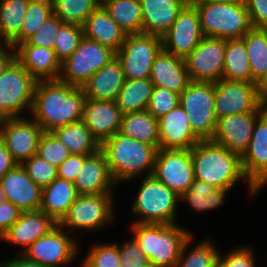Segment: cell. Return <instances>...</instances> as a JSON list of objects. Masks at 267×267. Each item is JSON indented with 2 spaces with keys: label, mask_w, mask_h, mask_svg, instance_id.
<instances>
[{
  "label": "cell",
  "mask_w": 267,
  "mask_h": 267,
  "mask_svg": "<svg viewBox=\"0 0 267 267\" xmlns=\"http://www.w3.org/2000/svg\"><path fill=\"white\" fill-rule=\"evenodd\" d=\"M85 92L60 80L37 81L30 113L43 131L82 120Z\"/></svg>",
  "instance_id": "6da1fadb"
},
{
  "label": "cell",
  "mask_w": 267,
  "mask_h": 267,
  "mask_svg": "<svg viewBox=\"0 0 267 267\" xmlns=\"http://www.w3.org/2000/svg\"><path fill=\"white\" fill-rule=\"evenodd\" d=\"M194 177L216 188H232L246 180L251 195L259 192L246 178L241 156L211 140H200L191 148Z\"/></svg>",
  "instance_id": "7a4b0ae2"
},
{
  "label": "cell",
  "mask_w": 267,
  "mask_h": 267,
  "mask_svg": "<svg viewBox=\"0 0 267 267\" xmlns=\"http://www.w3.org/2000/svg\"><path fill=\"white\" fill-rule=\"evenodd\" d=\"M112 178L116 184L132 180L146 172V176L153 174L155 158L158 149L143 142H139L118 131L101 145Z\"/></svg>",
  "instance_id": "3957f363"
},
{
  "label": "cell",
  "mask_w": 267,
  "mask_h": 267,
  "mask_svg": "<svg viewBox=\"0 0 267 267\" xmlns=\"http://www.w3.org/2000/svg\"><path fill=\"white\" fill-rule=\"evenodd\" d=\"M132 236L151 267H174L185 241L193 234L175 224L133 223Z\"/></svg>",
  "instance_id": "277c9868"
},
{
  "label": "cell",
  "mask_w": 267,
  "mask_h": 267,
  "mask_svg": "<svg viewBox=\"0 0 267 267\" xmlns=\"http://www.w3.org/2000/svg\"><path fill=\"white\" fill-rule=\"evenodd\" d=\"M191 3L199 13L204 37L240 39L253 28L245 4Z\"/></svg>",
  "instance_id": "5b68a950"
},
{
  "label": "cell",
  "mask_w": 267,
  "mask_h": 267,
  "mask_svg": "<svg viewBox=\"0 0 267 267\" xmlns=\"http://www.w3.org/2000/svg\"><path fill=\"white\" fill-rule=\"evenodd\" d=\"M180 196L157 180L153 175L145 176L131 206V212L140 219L139 224H175L177 203Z\"/></svg>",
  "instance_id": "8992f818"
},
{
  "label": "cell",
  "mask_w": 267,
  "mask_h": 267,
  "mask_svg": "<svg viewBox=\"0 0 267 267\" xmlns=\"http://www.w3.org/2000/svg\"><path fill=\"white\" fill-rule=\"evenodd\" d=\"M115 58V51L84 36L75 52L61 63L58 80L83 87L95 72Z\"/></svg>",
  "instance_id": "52a82bcc"
},
{
  "label": "cell",
  "mask_w": 267,
  "mask_h": 267,
  "mask_svg": "<svg viewBox=\"0 0 267 267\" xmlns=\"http://www.w3.org/2000/svg\"><path fill=\"white\" fill-rule=\"evenodd\" d=\"M215 83L190 81L180 94V105L187 112L194 134L200 140H211L216 128L214 113Z\"/></svg>",
  "instance_id": "ba28073f"
},
{
  "label": "cell",
  "mask_w": 267,
  "mask_h": 267,
  "mask_svg": "<svg viewBox=\"0 0 267 267\" xmlns=\"http://www.w3.org/2000/svg\"><path fill=\"white\" fill-rule=\"evenodd\" d=\"M37 81L15 60L0 76V118L21 117L31 111Z\"/></svg>",
  "instance_id": "9c48e42d"
},
{
  "label": "cell",
  "mask_w": 267,
  "mask_h": 267,
  "mask_svg": "<svg viewBox=\"0 0 267 267\" xmlns=\"http://www.w3.org/2000/svg\"><path fill=\"white\" fill-rule=\"evenodd\" d=\"M266 109L267 105L263 104L260 98L258 84L225 78L215 82L216 120L232 114L264 112Z\"/></svg>",
  "instance_id": "30bf717a"
},
{
  "label": "cell",
  "mask_w": 267,
  "mask_h": 267,
  "mask_svg": "<svg viewBox=\"0 0 267 267\" xmlns=\"http://www.w3.org/2000/svg\"><path fill=\"white\" fill-rule=\"evenodd\" d=\"M162 50V38L158 35L137 33L127 35L116 58L126 79L150 78L156 55Z\"/></svg>",
  "instance_id": "8fae6325"
},
{
  "label": "cell",
  "mask_w": 267,
  "mask_h": 267,
  "mask_svg": "<svg viewBox=\"0 0 267 267\" xmlns=\"http://www.w3.org/2000/svg\"><path fill=\"white\" fill-rule=\"evenodd\" d=\"M112 193L78 195L58 225L73 230H96L114 218Z\"/></svg>",
  "instance_id": "7c38bea8"
},
{
  "label": "cell",
  "mask_w": 267,
  "mask_h": 267,
  "mask_svg": "<svg viewBox=\"0 0 267 267\" xmlns=\"http://www.w3.org/2000/svg\"><path fill=\"white\" fill-rule=\"evenodd\" d=\"M178 196L194 181L191 149H158L152 174Z\"/></svg>",
  "instance_id": "4fadbf2b"
},
{
  "label": "cell",
  "mask_w": 267,
  "mask_h": 267,
  "mask_svg": "<svg viewBox=\"0 0 267 267\" xmlns=\"http://www.w3.org/2000/svg\"><path fill=\"white\" fill-rule=\"evenodd\" d=\"M227 40L203 37L185 59L190 81L218 82L222 79Z\"/></svg>",
  "instance_id": "5bb4252c"
},
{
  "label": "cell",
  "mask_w": 267,
  "mask_h": 267,
  "mask_svg": "<svg viewBox=\"0 0 267 267\" xmlns=\"http://www.w3.org/2000/svg\"><path fill=\"white\" fill-rule=\"evenodd\" d=\"M77 246L73 238L57 225L48 234L33 242L22 255L42 266L59 267L71 263L77 257Z\"/></svg>",
  "instance_id": "9a60e30c"
},
{
  "label": "cell",
  "mask_w": 267,
  "mask_h": 267,
  "mask_svg": "<svg viewBox=\"0 0 267 267\" xmlns=\"http://www.w3.org/2000/svg\"><path fill=\"white\" fill-rule=\"evenodd\" d=\"M203 37L199 13L189 1L179 12L170 29L161 37L162 49L186 59Z\"/></svg>",
  "instance_id": "2e32d148"
},
{
  "label": "cell",
  "mask_w": 267,
  "mask_h": 267,
  "mask_svg": "<svg viewBox=\"0 0 267 267\" xmlns=\"http://www.w3.org/2000/svg\"><path fill=\"white\" fill-rule=\"evenodd\" d=\"M43 132L41 126L34 119L2 118V142L20 165L37 153L38 143Z\"/></svg>",
  "instance_id": "e0dca14e"
},
{
  "label": "cell",
  "mask_w": 267,
  "mask_h": 267,
  "mask_svg": "<svg viewBox=\"0 0 267 267\" xmlns=\"http://www.w3.org/2000/svg\"><path fill=\"white\" fill-rule=\"evenodd\" d=\"M263 112L232 114L217 119L211 141L216 142L241 157L247 151L256 119Z\"/></svg>",
  "instance_id": "ac0fdd59"
},
{
  "label": "cell",
  "mask_w": 267,
  "mask_h": 267,
  "mask_svg": "<svg viewBox=\"0 0 267 267\" xmlns=\"http://www.w3.org/2000/svg\"><path fill=\"white\" fill-rule=\"evenodd\" d=\"M241 159L247 180L259 191L267 183V109L256 119L249 147Z\"/></svg>",
  "instance_id": "d6986e66"
},
{
  "label": "cell",
  "mask_w": 267,
  "mask_h": 267,
  "mask_svg": "<svg viewBox=\"0 0 267 267\" xmlns=\"http://www.w3.org/2000/svg\"><path fill=\"white\" fill-rule=\"evenodd\" d=\"M122 113L116 101L85 99L82 121L102 145L121 128Z\"/></svg>",
  "instance_id": "ffe728a7"
},
{
  "label": "cell",
  "mask_w": 267,
  "mask_h": 267,
  "mask_svg": "<svg viewBox=\"0 0 267 267\" xmlns=\"http://www.w3.org/2000/svg\"><path fill=\"white\" fill-rule=\"evenodd\" d=\"M6 201H10L23 211L39 210L42 188L35 184L22 165L18 164L0 179Z\"/></svg>",
  "instance_id": "44dd1931"
},
{
  "label": "cell",
  "mask_w": 267,
  "mask_h": 267,
  "mask_svg": "<svg viewBox=\"0 0 267 267\" xmlns=\"http://www.w3.org/2000/svg\"><path fill=\"white\" fill-rule=\"evenodd\" d=\"M158 122L160 149H191L200 141L181 105L158 118Z\"/></svg>",
  "instance_id": "7402d4cb"
},
{
  "label": "cell",
  "mask_w": 267,
  "mask_h": 267,
  "mask_svg": "<svg viewBox=\"0 0 267 267\" xmlns=\"http://www.w3.org/2000/svg\"><path fill=\"white\" fill-rule=\"evenodd\" d=\"M74 185L79 195L112 192V187L116 183L109 170L107 158L101 149L84 160Z\"/></svg>",
  "instance_id": "603a6c76"
},
{
  "label": "cell",
  "mask_w": 267,
  "mask_h": 267,
  "mask_svg": "<svg viewBox=\"0 0 267 267\" xmlns=\"http://www.w3.org/2000/svg\"><path fill=\"white\" fill-rule=\"evenodd\" d=\"M58 223L43 211H23L20 218L0 238L7 243L23 246V252L38 238L48 234Z\"/></svg>",
  "instance_id": "cb8c5ba5"
},
{
  "label": "cell",
  "mask_w": 267,
  "mask_h": 267,
  "mask_svg": "<svg viewBox=\"0 0 267 267\" xmlns=\"http://www.w3.org/2000/svg\"><path fill=\"white\" fill-rule=\"evenodd\" d=\"M16 60L36 81L58 80L61 62L53 49L29 45L26 41L15 47Z\"/></svg>",
  "instance_id": "d4e9b609"
},
{
  "label": "cell",
  "mask_w": 267,
  "mask_h": 267,
  "mask_svg": "<svg viewBox=\"0 0 267 267\" xmlns=\"http://www.w3.org/2000/svg\"><path fill=\"white\" fill-rule=\"evenodd\" d=\"M150 80L154 86L181 94L190 83L185 59L162 49L154 59Z\"/></svg>",
  "instance_id": "484cf974"
},
{
  "label": "cell",
  "mask_w": 267,
  "mask_h": 267,
  "mask_svg": "<svg viewBox=\"0 0 267 267\" xmlns=\"http://www.w3.org/2000/svg\"><path fill=\"white\" fill-rule=\"evenodd\" d=\"M190 0H140L143 33L163 36Z\"/></svg>",
  "instance_id": "4316f807"
},
{
  "label": "cell",
  "mask_w": 267,
  "mask_h": 267,
  "mask_svg": "<svg viewBox=\"0 0 267 267\" xmlns=\"http://www.w3.org/2000/svg\"><path fill=\"white\" fill-rule=\"evenodd\" d=\"M125 80L122 66L115 58L95 72L82 88L88 99L116 101Z\"/></svg>",
  "instance_id": "83f0119b"
},
{
  "label": "cell",
  "mask_w": 267,
  "mask_h": 267,
  "mask_svg": "<svg viewBox=\"0 0 267 267\" xmlns=\"http://www.w3.org/2000/svg\"><path fill=\"white\" fill-rule=\"evenodd\" d=\"M84 36L117 52L125 41V32L101 4L83 25Z\"/></svg>",
  "instance_id": "f1b7e54d"
},
{
  "label": "cell",
  "mask_w": 267,
  "mask_h": 267,
  "mask_svg": "<svg viewBox=\"0 0 267 267\" xmlns=\"http://www.w3.org/2000/svg\"><path fill=\"white\" fill-rule=\"evenodd\" d=\"M78 195L73 182L57 177L49 185L42 188L40 210L58 223L68 212Z\"/></svg>",
  "instance_id": "f546056e"
},
{
  "label": "cell",
  "mask_w": 267,
  "mask_h": 267,
  "mask_svg": "<svg viewBox=\"0 0 267 267\" xmlns=\"http://www.w3.org/2000/svg\"><path fill=\"white\" fill-rule=\"evenodd\" d=\"M120 132L159 149V122L148 110L123 114Z\"/></svg>",
  "instance_id": "4dcf8cb0"
},
{
  "label": "cell",
  "mask_w": 267,
  "mask_h": 267,
  "mask_svg": "<svg viewBox=\"0 0 267 267\" xmlns=\"http://www.w3.org/2000/svg\"><path fill=\"white\" fill-rule=\"evenodd\" d=\"M52 133L71 154L92 155L101 149V145L82 120L58 127Z\"/></svg>",
  "instance_id": "1f68e13d"
},
{
  "label": "cell",
  "mask_w": 267,
  "mask_h": 267,
  "mask_svg": "<svg viewBox=\"0 0 267 267\" xmlns=\"http://www.w3.org/2000/svg\"><path fill=\"white\" fill-rule=\"evenodd\" d=\"M153 87L150 78L126 79L116 100L121 113L147 110Z\"/></svg>",
  "instance_id": "d6a6232c"
},
{
  "label": "cell",
  "mask_w": 267,
  "mask_h": 267,
  "mask_svg": "<svg viewBox=\"0 0 267 267\" xmlns=\"http://www.w3.org/2000/svg\"><path fill=\"white\" fill-rule=\"evenodd\" d=\"M102 5L126 35L143 33L140 0H102Z\"/></svg>",
  "instance_id": "836d02e7"
},
{
  "label": "cell",
  "mask_w": 267,
  "mask_h": 267,
  "mask_svg": "<svg viewBox=\"0 0 267 267\" xmlns=\"http://www.w3.org/2000/svg\"><path fill=\"white\" fill-rule=\"evenodd\" d=\"M253 82L260 84L267 77V28H252L243 37Z\"/></svg>",
  "instance_id": "e575fe53"
},
{
  "label": "cell",
  "mask_w": 267,
  "mask_h": 267,
  "mask_svg": "<svg viewBox=\"0 0 267 267\" xmlns=\"http://www.w3.org/2000/svg\"><path fill=\"white\" fill-rule=\"evenodd\" d=\"M222 78L253 82L248 52L242 38L227 40Z\"/></svg>",
  "instance_id": "d590c367"
},
{
  "label": "cell",
  "mask_w": 267,
  "mask_h": 267,
  "mask_svg": "<svg viewBox=\"0 0 267 267\" xmlns=\"http://www.w3.org/2000/svg\"><path fill=\"white\" fill-rule=\"evenodd\" d=\"M230 189L216 188L211 184L194 179L188 190L180 196L179 201H185L195 211L203 213L220 207Z\"/></svg>",
  "instance_id": "8d00e7d4"
},
{
  "label": "cell",
  "mask_w": 267,
  "mask_h": 267,
  "mask_svg": "<svg viewBox=\"0 0 267 267\" xmlns=\"http://www.w3.org/2000/svg\"><path fill=\"white\" fill-rule=\"evenodd\" d=\"M30 0H0V35L9 45L21 32Z\"/></svg>",
  "instance_id": "74e56055"
},
{
  "label": "cell",
  "mask_w": 267,
  "mask_h": 267,
  "mask_svg": "<svg viewBox=\"0 0 267 267\" xmlns=\"http://www.w3.org/2000/svg\"><path fill=\"white\" fill-rule=\"evenodd\" d=\"M53 14L63 23L83 26L102 0H52Z\"/></svg>",
  "instance_id": "f35d334b"
},
{
  "label": "cell",
  "mask_w": 267,
  "mask_h": 267,
  "mask_svg": "<svg viewBox=\"0 0 267 267\" xmlns=\"http://www.w3.org/2000/svg\"><path fill=\"white\" fill-rule=\"evenodd\" d=\"M53 15L52 0H30L19 35L9 44L15 48L25 42Z\"/></svg>",
  "instance_id": "ab89813d"
},
{
  "label": "cell",
  "mask_w": 267,
  "mask_h": 267,
  "mask_svg": "<svg viewBox=\"0 0 267 267\" xmlns=\"http://www.w3.org/2000/svg\"><path fill=\"white\" fill-rule=\"evenodd\" d=\"M193 236L191 235L184 243L180 258L174 267H218L219 252L210 240L197 244L194 249L187 253Z\"/></svg>",
  "instance_id": "60d3db41"
},
{
  "label": "cell",
  "mask_w": 267,
  "mask_h": 267,
  "mask_svg": "<svg viewBox=\"0 0 267 267\" xmlns=\"http://www.w3.org/2000/svg\"><path fill=\"white\" fill-rule=\"evenodd\" d=\"M83 37V26L64 23L60 27L53 50L61 63L75 52Z\"/></svg>",
  "instance_id": "b9f144b4"
},
{
  "label": "cell",
  "mask_w": 267,
  "mask_h": 267,
  "mask_svg": "<svg viewBox=\"0 0 267 267\" xmlns=\"http://www.w3.org/2000/svg\"><path fill=\"white\" fill-rule=\"evenodd\" d=\"M36 154L56 168L71 155L68 148L52 132L45 131L40 137Z\"/></svg>",
  "instance_id": "7bdbcfd3"
},
{
  "label": "cell",
  "mask_w": 267,
  "mask_h": 267,
  "mask_svg": "<svg viewBox=\"0 0 267 267\" xmlns=\"http://www.w3.org/2000/svg\"><path fill=\"white\" fill-rule=\"evenodd\" d=\"M21 165L31 180L41 188L46 187L57 178V168L37 154L32 155Z\"/></svg>",
  "instance_id": "ee69618b"
},
{
  "label": "cell",
  "mask_w": 267,
  "mask_h": 267,
  "mask_svg": "<svg viewBox=\"0 0 267 267\" xmlns=\"http://www.w3.org/2000/svg\"><path fill=\"white\" fill-rule=\"evenodd\" d=\"M180 105V94L154 86L147 110L156 118L167 114Z\"/></svg>",
  "instance_id": "f6af8a7d"
},
{
  "label": "cell",
  "mask_w": 267,
  "mask_h": 267,
  "mask_svg": "<svg viewBox=\"0 0 267 267\" xmlns=\"http://www.w3.org/2000/svg\"><path fill=\"white\" fill-rule=\"evenodd\" d=\"M63 24L64 23L53 14L48 20L43 22L38 31L28 38L26 42L29 45L54 49L58 31Z\"/></svg>",
  "instance_id": "bcb514c9"
},
{
  "label": "cell",
  "mask_w": 267,
  "mask_h": 267,
  "mask_svg": "<svg viewBox=\"0 0 267 267\" xmlns=\"http://www.w3.org/2000/svg\"><path fill=\"white\" fill-rule=\"evenodd\" d=\"M86 258L95 267H120V257L117 243L94 245Z\"/></svg>",
  "instance_id": "7dc6e473"
},
{
  "label": "cell",
  "mask_w": 267,
  "mask_h": 267,
  "mask_svg": "<svg viewBox=\"0 0 267 267\" xmlns=\"http://www.w3.org/2000/svg\"><path fill=\"white\" fill-rule=\"evenodd\" d=\"M118 245L120 267H151L148 258L132 236L129 241Z\"/></svg>",
  "instance_id": "c3c4849f"
},
{
  "label": "cell",
  "mask_w": 267,
  "mask_h": 267,
  "mask_svg": "<svg viewBox=\"0 0 267 267\" xmlns=\"http://www.w3.org/2000/svg\"><path fill=\"white\" fill-rule=\"evenodd\" d=\"M218 267H255V257L250 247H238L226 256H218Z\"/></svg>",
  "instance_id": "681fc988"
},
{
  "label": "cell",
  "mask_w": 267,
  "mask_h": 267,
  "mask_svg": "<svg viewBox=\"0 0 267 267\" xmlns=\"http://www.w3.org/2000/svg\"><path fill=\"white\" fill-rule=\"evenodd\" d=\"M89 155L71 154L60 166L57 167V177L67 181H75L77 174L83 166L84 160Z\"/></svg>",
  "instance_id": "f907efd6"
},
{
  "label": "cell",
  "mask_w": 267,
  "mask_h": 267,
  "mask_svg": "<svg viewBox=\"0 0 267 267\" xmlns=\"http://www.w3.org/2000/svg\"><path fill=\"white\" fill-rule=\"evenodd\" d=\"M250 22L253 28H267V0H246Z\"/></svg>",
  "instance_id": "816d5d0a"
},
{
  "label": "cell",
  "mask_w": 267,
  "mask_h": 267,
  "mask_svg": "<svg viewBox=\"0 0 267 267\" xmlns=\"http://www.w3.org/2000/svg\"><path fill=\"white\" fill-rule=\"evenodd\" d=\"M22 211L10 201L0 204V238L20 218Z\"/></svg>",
  "instance_id": "f5cc1de1"
},
{
  "label": "cell",
  "mask_w": 267,
  "mask_h": 267,
  "mask_svg": "<svg viewBox=\"0 0 267 267\" xmlns=\"http://www.w3.org/2000/svg\"><path fill=\"white\" fill-rule=\"evenodd\" d=\"M17 165L18 163L14 160L5 144L3 142L0 143V179Z\"/></svg>",
  "instance_id": "db71d44e"
},
{
  "label": "cell",
  "mask_w": 267,
  "mask_h": 267,
  "mask_svg": "<svg viewBox=\"0 0 267 267\" xmlns=\"http://www.w3.org/2000/svg\"><path fill=\"white\" fill-rule=\"evenodd\" d=\"M0 267H46V266L34 263L33 261L28 260L24 255L19 254V256H15L9 261L4 260L2 264H0Z\"/></svg>",
  "instance_id": "11a10c76"
},
{
  "label": "cell",
  "mask_w": 267,
  "mask_h": 267,
  "mask_svg": "<svg viewBox=\"0 0 267 267\" xmlns=\"http://www.w3.org/2000/svg\"><path fill=\"white\" fill-rule=\"evenodd\" d=\"M9 51V52H8ZM16 60V51L12 46H8L0 54V76L6 71V69Z\"/></svg>",
  "instance_id": "9f6ffc18"
},
{
  "label": "cell",
  "mask_w": 267,
  "mask_h": 267,
  "mask_svg": "<svg viewBox=\"0 0 267 267\" xmlns=\"http://www.w3.org/2000/svg\"><path fill=\"white\" fill-rule=\"evenodd\" d=\"M259 93L262 103L267 105V77L259 84Z\"/></svg>",
  "instance_id": "6f0895ef"
},
{
  "label": "cell",
  "mask_w": 267,
  "mask_h": 267,
  "mask_svg": "<svg viewBox=\"0 0 267 267\" xmlns=\"http://www.w3.org/2000/svg\"><path fill=\"white\" fill-rule=\"evenodd\" d=\"M190 2L230 3L242 5L246 3V0H190Z\"/></svg>",
  "instance_id": "680465c9"
},
{
  "label": "cell",
  "mask_w": 267,
  "mask_h": 267,
  "mask_svg": "<svg viewBox=\"0 0 267 267\" xmlns=\"http://www.w3.org/2000/svg\"><path fill=\"white\" fill-rule=\"evenodd\" d=\"M81 267H95V266L85 257Z\"/></svg>",
  "instance_id": "91938a15"
},
{
  "label": "cell",
  "mask_w": 267,
  "mask_h": 267,
  "mask_svg": "<svg viewBox=\"0 0 267 267\" xmlns=\"http://www.w3.org/2000/svg\"><path fill=\"white\" fill-rule=\"evenodd\" d=\"M2 43H3V45H2ZM8 44H7V42L6 41H4V40H2V41H0V54L6 49V48H8Z\"/></svg>",
  "instance_id": "94428289"
},
{
  "label": "cell",
  "mask_w": 267,
  "mask_h": 267,
  "mask_svg": "<svg viewBox=\"0 0 267 267\" xmlns=\"http://www.w3.org/2000/svg\"><path fill=\"white\" fill-rule=\"evenodd\" d=\"M6 201V197L4 192L2 191L1 185H0V204Z\"/></svg>",
  "instance_id": "6125c7cd"
},
{
  "label": "cell",
  "mask_w": 267,
  "mask_h": 267,
  "mask_svg": "<svg viewBox=\"0 0 267 267\" xmlns=\"http://www.w3.org/2000/svg\"><path fill=\"white\" fill-rule=\"evenodd\" d=\"M0 143H2V118H0Z\"/></svg>",
  "instance_id": "be15d7a7"
}]
</instances>
